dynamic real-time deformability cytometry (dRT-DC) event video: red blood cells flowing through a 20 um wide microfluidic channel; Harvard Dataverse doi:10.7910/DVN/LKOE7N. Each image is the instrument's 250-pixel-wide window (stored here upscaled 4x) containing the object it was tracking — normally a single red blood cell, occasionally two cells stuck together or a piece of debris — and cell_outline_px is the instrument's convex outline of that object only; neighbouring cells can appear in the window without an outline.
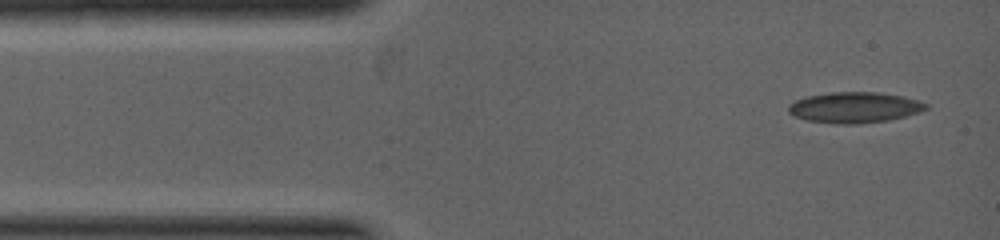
{"species": "common noctule bat (a hibernating species)", "species_latin": "Nyctalus noctula", "temperature_condition": "warm", "stored_images_in_passage": 6, "segment_of_instrument_passage": [1, 2], "camera_frame_rate_fps": 5000, "um_per_image_px": 0.085, "animal": {"sex": "female", "body_mass_g": 19.0, "forearm_length_mm": 53.3}, "frame": {"image": 1, "passage_image": 1, "time_ms": 0.0, "image_size_px": [1000, 240], "cell_outline_px": [[928, 108], [920, 112], [888, 120], [852, 124], [844, 124], [808, 120], [796, 116], [788, 112], [788, 104], [796, 100], [808, 96], [832, 92], [880, 92], [904, 96], [928, 104]], "centroid_in_image_um": [72.65, 9.12], "position_along_channel_um": 12.3, "area_um2": 24.39}}
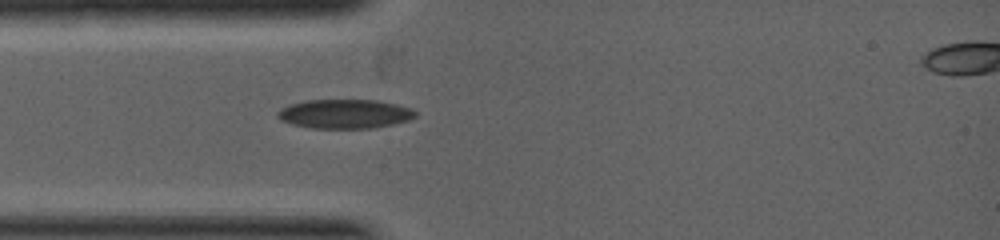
{"frame": {"image": 2, "passage_image": 5, "time_ms": 1.4, "image_size_px": [1000, 240], "cell_outline_px": [[416, 116], [408, 120], [392, 124], [372, 128], [312, 128], [292, 124], [280, 120], [276, 116], [276, 112], [280, 108], [288, 104], [304, 100], [380, 100], [412, 108], [416, 112]], "centroid_in_image_um": [29.27, 9.67], "position_along_channel_um": 55.7, "area_um2": 23.58}}